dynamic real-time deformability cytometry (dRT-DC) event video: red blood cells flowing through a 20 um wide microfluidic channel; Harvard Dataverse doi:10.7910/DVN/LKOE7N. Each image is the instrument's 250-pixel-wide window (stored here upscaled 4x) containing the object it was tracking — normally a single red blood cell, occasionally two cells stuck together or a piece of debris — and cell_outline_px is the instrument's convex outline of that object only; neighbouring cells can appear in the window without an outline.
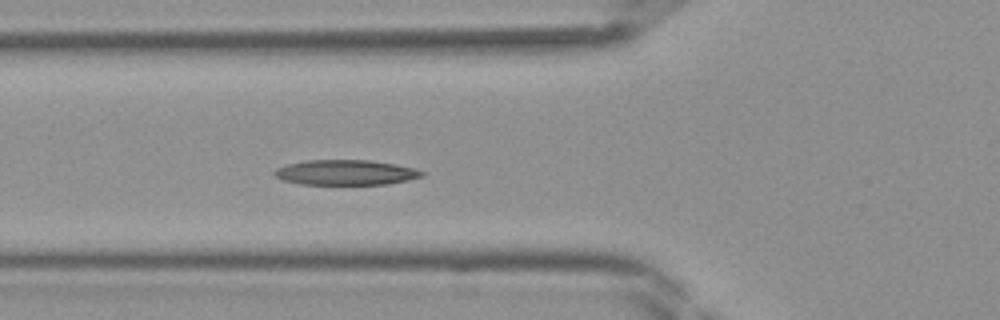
{"species": "Egyptian fruit bat (a non-hibernating species)", "species_latin": "Rousettus aegyptiacus", "temperature_condition": "room temperature", "stored_images_in_passage": 37, "camera_frame_rate_fps": 3000, "um_per_image_px": 0.085, "frame": {"image": 1, "passage_image": 9, "time_ms": 2.667, "image_size_px": [1000, 320], "cell_outline_px": [[424, 176], [408, 180], [388, 184], [300, 184], [284, 180], [276, 176], [272, 172], [276, 168], [288, 164], [308, 160], [368, 160], [396, 164], [412, 168], [424, 172]], "centroid_in_image_um": [29.39, 14.66], "position_along_channel_um": 96.4, "area_um2": 21.44}}
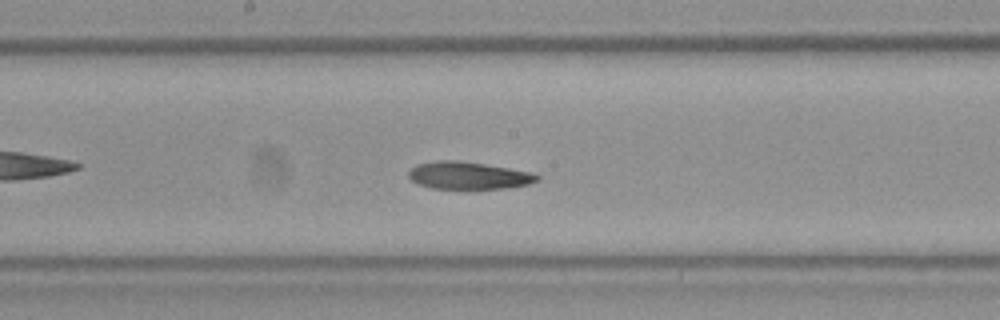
{"frame": {"image": 2, "passage_image": 16, "time_ms": 5.0, "image_size_px": [1000, 320], "cell_outline_px": [[540, 180], [528, 184], [508, 188], [432, 188], [416, 184], [408, 176], [408, 172], [416, 164], [436, 160], [460, 160], [532, 172], [540, 176]], "centroid_in_image_um": [39.81, 14.91], "position_along_channel_um": 208.4, "area_um2": 20.52}}
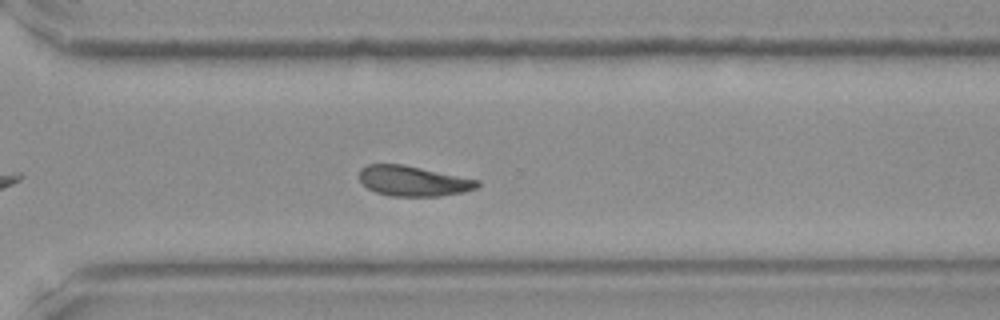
{"frame": {"image": 3, "passage_image": 24, "time_ms": 7.667, "image_size_px": [1000, 320], "cell_outline_px": [[480, 184], [476, 188], [464, 192], [440, 196], [388, 196], [376, 192], [368, 188], [360, 180], [360, 168], [368, 164], [400, 164], [480, 180]], "centroid_in_image_um": [35.12, 15.39], "position_along_channel_um": 335.5, "area_um2": 20.63}}